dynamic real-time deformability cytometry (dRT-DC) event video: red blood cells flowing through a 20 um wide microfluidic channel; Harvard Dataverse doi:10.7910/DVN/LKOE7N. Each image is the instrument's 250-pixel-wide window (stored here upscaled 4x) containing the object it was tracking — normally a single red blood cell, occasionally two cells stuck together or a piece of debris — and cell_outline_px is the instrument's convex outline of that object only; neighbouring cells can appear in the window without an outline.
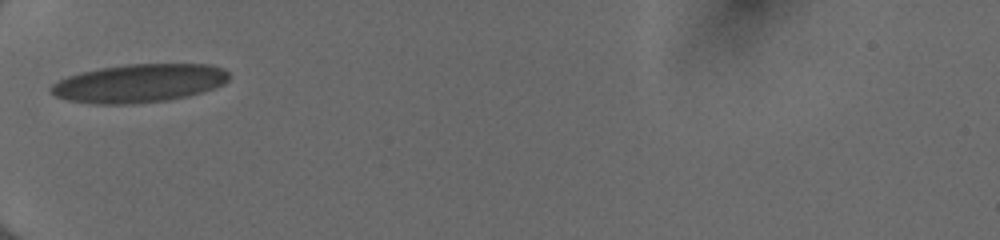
{"species": "human", "species_latin": "Homo sapiens", "temperature_condition": "cold", "stored_images_in_passage": 33, "camera_frame_rate_fps": 3000, "um_per_image_px": 0.085, "donor": {"sex": "female"}, "frame": {"image": 1, "passage_image": 1, "time_ms": 0.0, "image_size_px": [1000, 240], "cell_outline_px": [[228, 80], [224, 84], [204, 92], [188, 96], [168, 100], [132, 104], [92, 104], [68, 100], [56, 96], [48, 88], [52, 84], [68, 76], [80, 72], [100, 68], [124, 64], [208, 64], [224, 68], [228, 72]], "centroid_in_image_um": [11.84, 7.07], "position_along_channel_um": 73.2, "area_um2": 40.0}}
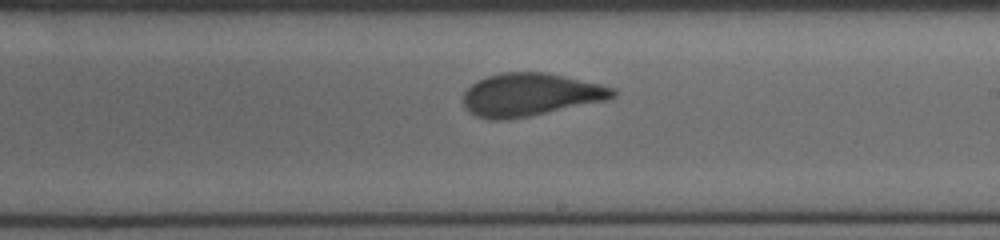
{"frame": {"image": 2, "passage_image": 14, "time_ms": 4.333, "image_size_px": [1000, 240], "cell_outline_px": [[616, 96], [608, 100], [508, 120], [492, 120], [476, 116], [464, 104], [464, 92], [472, 84], [488, 76], [504, 72], [548, 72], [600, 84], [616, 88]], "centroid_in_image_um": [45.12, 8.04], "position_along_channel_um": 243.9, "area_um2": 37.17}}
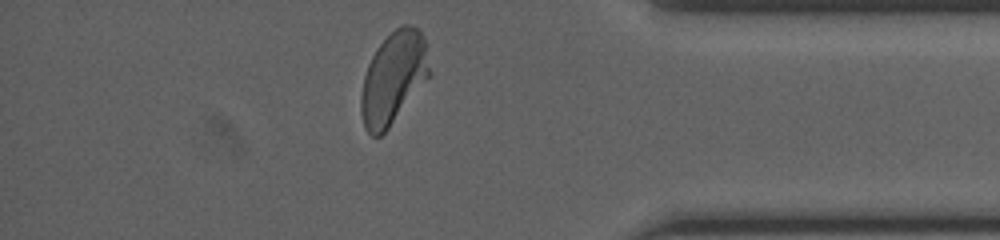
{"frame": {"image": 3, "passage_image": 27, "time_ms": 8.667, "image_size_px": [1000, 240], "cell_outline_px": [[432, 76], [388, 128], [380, 136], [372, 136], [364, 128], [360, 112], [360, 96], [364, 76], [368, 64], [376, 48], [400, 24], [408, 24], [416, 28], [424, 36], [432, 72]], "centroid_in_image_um": [33.46, 6.63], "position_along_channel_um": 401.7, "area_um2": 37.17}, "authors_computed_cell_mechanics": {"area_um2": 37.3966, "velocity_mm_per_s": 4.0304, "shape_relaxation_time_tau1_ms": 4.6938, "shape_relaxation_time_tau2_ms": null, "deformation_change_tau1": 0.1629, "deformation_change_tau2": null}}